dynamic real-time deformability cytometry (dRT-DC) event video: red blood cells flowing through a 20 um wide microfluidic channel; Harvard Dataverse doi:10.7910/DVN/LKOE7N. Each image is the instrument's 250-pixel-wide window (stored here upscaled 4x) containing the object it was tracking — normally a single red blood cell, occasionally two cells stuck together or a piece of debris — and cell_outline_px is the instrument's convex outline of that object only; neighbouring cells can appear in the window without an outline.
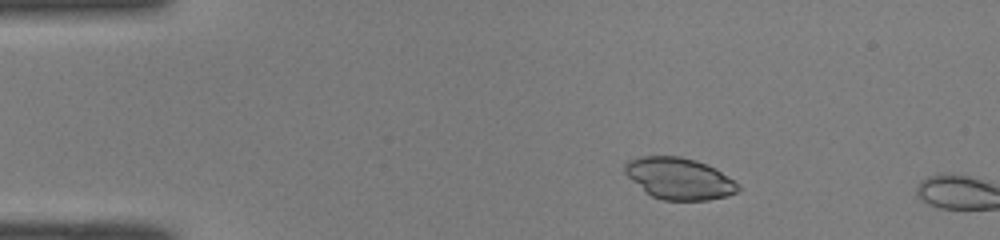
{"species": "common noctule bat (a hibernating species)", "species_latin": "Nyctalus noctula", "temperature_condition": "room temperature", "stored_images_in_passage": 9, "camera_frame_rate_fps": 3000, "um_per_image_px": 0.085, "animal": {"sex": "male", "body_mass_g": 19.0, "forearm_length_mm": 50.8}, "frame": {"image": 1, "passage_image": 7, "time_ms": 2.0, "image_size_px": [1000, 240], "cell_outline_px": [[740, 188], [736, 192], [728, 196], [708, 200], [664, 200], [652, 196], [632, 180], [624, 172], [624, 164], [628, 160], [640, 156], [680, 156], [696, 160], [716, 168], [740, 184]], "centroid_in_image_um": [57.75, 15.16], "position_along_channel_um": 27.2, "area_um2": 27.46}}